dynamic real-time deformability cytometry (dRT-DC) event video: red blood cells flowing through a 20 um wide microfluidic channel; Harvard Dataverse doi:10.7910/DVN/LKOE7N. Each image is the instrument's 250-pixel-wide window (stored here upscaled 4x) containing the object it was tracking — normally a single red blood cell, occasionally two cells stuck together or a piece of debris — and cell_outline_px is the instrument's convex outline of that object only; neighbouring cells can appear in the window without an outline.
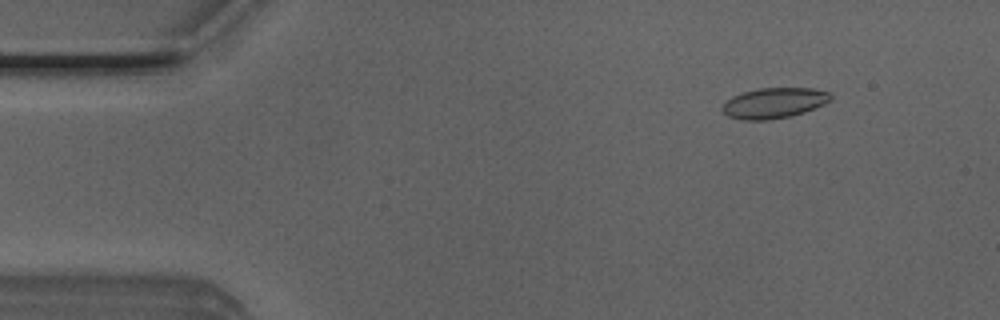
{"species": "Egyptian fruit bat (a non-hibernating species)", "species_latin": "Rousettus aegyptiacus", "temperature_condition": "room temperature", "stored_images_in_passage": 51, "camera_frame_rate_fps": 3000, "um_per_image_px": 0.085, "animal": {"sex": "male"}, "frame": {"image": 1, "passage_image": 6, "time_ms": 1.667, "image_size_px": [1000, 320], "cell_outline_px": [[832, 100], [824, 104], [804, 112], [788, 116], [768, 120], [744, 120], [728, 116], [720, 108], [732, 96], [756, 88], [812, 88], [828, 92], [832, 96]], "centroid_in_image_um": [65.79, 8.75], "position_along_channel_um": 19.2, "area_um2": 19.13}}
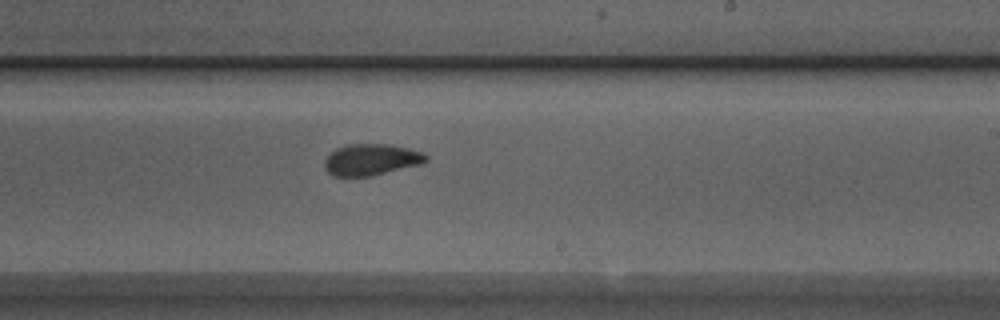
{"frame": {"image": 2, "passage_image": 30, "time_ms": 9.667, "image_size_px": [1000, 320], "cell_outline_px": [[428, 160], [420, 164], [368, 176], [332, 176], [324, 168], [324, 160], [328, 152], [344, 144], [392, 144], [424, 152], [428, 156]], "centroid_in_image_um": [31.51, 13.54], "position_along_channel_um": 257.5, "area_um2": 18.73}}
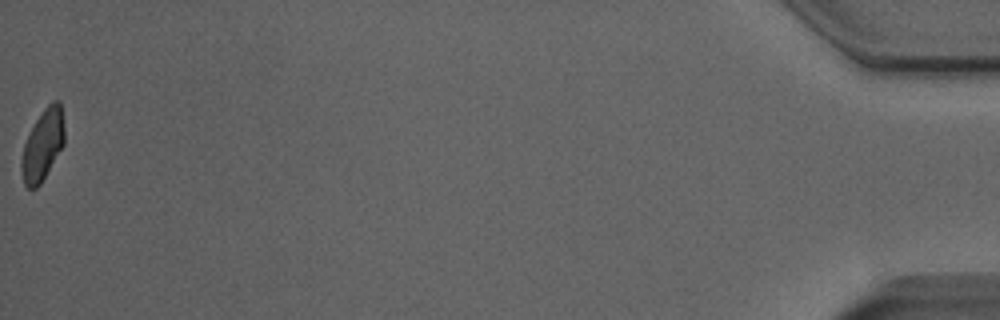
{"frame": {"image": 3, "passage_image": 51, "time_ms": 16.667, "image_size_px": [1000, 320], "cell_outline_px": [[64, 144], [40, 184], [36, 188], [28, 188], [24, 184], [20, 168], [20, 160], [24, 144], [28, 132], [44, 108], [52, 100], [60, 100], [64, 128]], "centroid_in_image_um": [3.61, 12.31], "position_along_channel_um": 431.6, "area_um2": 17.8}, "authors_computed_cell_mechanics": {"area_um2": 18.9584, "velocity_mm_per_s": 4.0265, "shape_relaxation_time_tau1_ms": 6.5874, "shape_relaxation_time_tau2_ms": 1.0698, "deformation_change_tau1": 0.1433, "deformation_change_tau2": 0.0518}}